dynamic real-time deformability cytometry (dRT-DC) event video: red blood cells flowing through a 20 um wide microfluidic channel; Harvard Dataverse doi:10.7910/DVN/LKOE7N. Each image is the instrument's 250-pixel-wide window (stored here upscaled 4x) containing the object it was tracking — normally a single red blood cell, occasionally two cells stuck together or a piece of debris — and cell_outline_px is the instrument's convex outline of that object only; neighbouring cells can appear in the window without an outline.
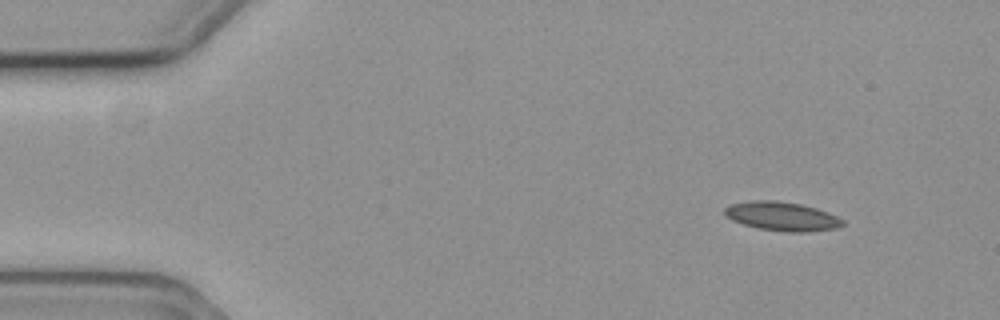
{"species": "common noctule bat (a hibernating species)", "species_latin": "Nyctalus noctula", "temperature_condition": "cold", "stored_images_in_passage": 5, "segment_of_instrument_passage": [1, 2], "camera_frame_rate_fps": 3000, "um_per_image_px": 0.085, "animal": {"sex": "female", "body_mass_g": 19.3, "forearm_length_mm": 54.1}, "frame": {"image": 1, "passage_image": 1, "time_ms": 0.0, "image_size_px": [1000, 320], "cell_outline_px": [[844, 224], [836, 228], [808, 232], [784, 232], [760, 228], [744, 224], [732, 220], [724, 216], [724, 208], [732, 204], [752, 200], [776, 200], [800, 204], [816, 208], [828, 212], [844, 220]], "centroid_in_image_um": [66.47, 18.38], "position_along_channel_um": 18.5, "area_um2": 19.88}}